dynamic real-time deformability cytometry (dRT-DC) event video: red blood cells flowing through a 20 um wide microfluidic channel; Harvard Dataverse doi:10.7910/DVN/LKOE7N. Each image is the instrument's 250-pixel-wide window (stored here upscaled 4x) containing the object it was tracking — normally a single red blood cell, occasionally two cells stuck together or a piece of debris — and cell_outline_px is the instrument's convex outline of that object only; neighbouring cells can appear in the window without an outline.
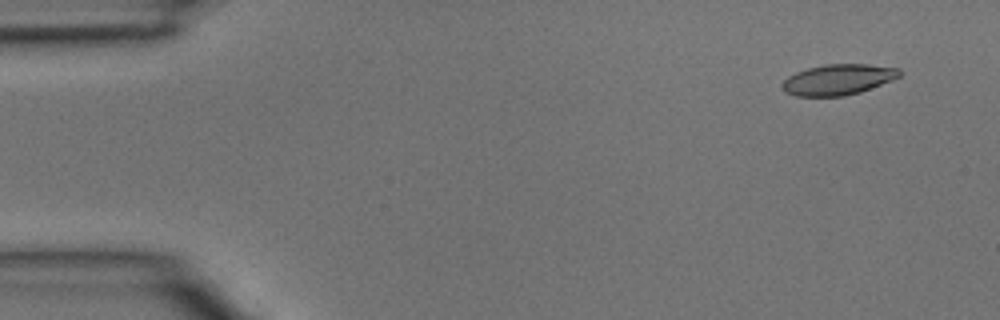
{"species": "common noctule bat (a hibernating species)", "species_latin": "Nyctalus noctula", "temperature_condition": "room temperature", "stored_images_in_passage": 4, "camera_frame_rate_fps": 3000, "um_per_image_px": 0.085, "animal": {"sex": "male", "body_mass_g": 15.6}, "frame": {"image": 1, "passage_image": 1, "time_ms": 0.0, "image_size_px": [1000, 320], "cell_outline_px": [[900, 76], [892, 80], [860, 92], [844, 96], [796, 96], [784, 92], [780, 88], [780, 84], [788, 76], [796, 72], [808, 68], [824, 64], [868, 64], [900, 68]], "centroid_in_image_um": [71.2, 6.76], "position_along_channel_um": 13.8, "area_um2": 21.1}}
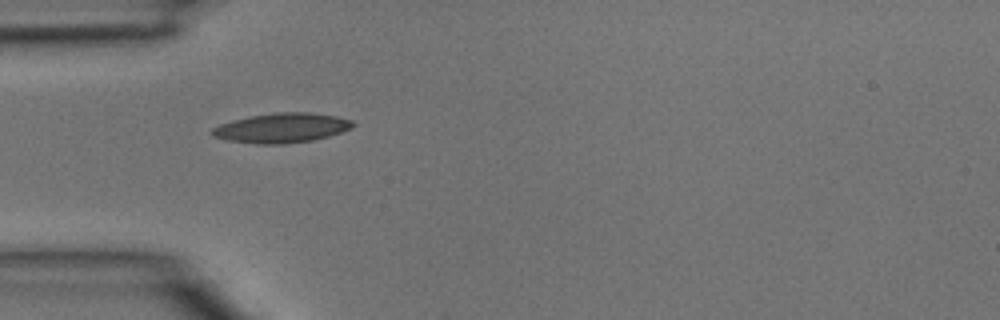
{"frame": {"image": 2, "passage_image": 4, "time_ms": 1.0, "image_size_px": [1000, 320], "cell_outline_px": [[356, 124], [352, 128], [328, 136], [312, 140], [280, 144], [256, 144], [228, 140], [212, 136], [208, 132], [212, 128], [220, 124], [232, 120], [252, 116], [276, 112], [312, 112], [336, 116], [352, 120]], "centroid_in_image_um": [23.93, 10.87], "position_along_channel_um": 61.1, "area_um2": 24.33}}